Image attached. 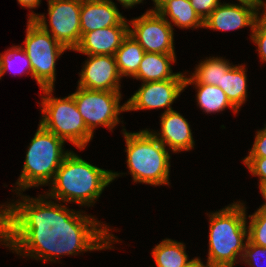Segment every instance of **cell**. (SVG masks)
I'll return each mask as SVG.
<instances>
[{
	"label": "cell",
	"instance_id": "8fae6325",
	"mask_svg": "<svg viewBox=\"0 0 266 267\" xmlns=\"http://www.w3.org/2000/svg\"><path fill=\"white\" fill-rule=\"evenodd\" d=\"M184 89L185 79L144 82L127 100L126 112L157 108H167L164 112H168L173 110L171 105Z\"/></svg>",
	"mask_w": 266,
	"mask_h": 267
},
{
	"label": "cell",
	"instance_id": "30bf717a",
	"mask_svg": "<svg viewBox=\"0 0 266 267\" xmlns=\"http://www.w3.org/2000/svg\"><path fill=\"white\" fill-rule=\"evenodd\" d=\"M129 22L128 34L145 52L175 54L173 25L158 12L146 11Z\"/></svg>",
	"mask_w": 266,
	"mask_h": 267
},
{
	"label": "cell",
	"instance_id": "cb8c5ba5",
	"mask_svg": "<svg viewBox=\"0 0 266 267\" xmlns=\"http://www.w3.org/2000/svg\"><path fill=\"white\" fill-rule=\"evenodd\" d=\"M17 61H19V63L22 62L21 64L23 68L22 66L20 67L19 70L18 68L17 69L14 68L17 66V64H19ZM9 70L11 72L13 71L15 72L14 76L16 72L19 73L20 75L27 71L26 72L27 75L31 74V77L33 78L30 60L27 57V54L25 50L21 47V45L12 46L11 48L7 49L4 53L0 54V79L3 75H5L7 71L10 72Z\"/></svg>",
	"mask_w": 266,
	"mask_h": 267
},
{
	"label": "cell",
	"instance_id": "44dd1931",
	"mask_svg": "<svg viewBox=\"0 0 266 267\" xmlns=\"http://www.w3.org/2000/svg\"><path fill=\"white\" fill-rule=\"evenodd\" d=\"M245 65H234L223 73L220 88L225 92L230 103L239 110L247 98V76Z\"/></svg>",
	"mask_w": 266,
	"mask_h": 267
},
{
	"label": "cell",
	"instance_id": "52a82bcc",
	"mask_svg": "<svg viewBox=\"0 0 266 267\" xmlns=\"http://www.w3.org/2000/svg\"><path fill=\"white\" fill-rule=\"evenodd\" d=\"M26 37L21 46L30 60L33 78L39 87L54 88L56 59L67 49L34 20L27 21Z\"/></svg>",
	"mask_w": 266,
	"mask_h": 267
},
{
	"label": "cell",
	"instance_id": "9a60e30c",
	"mask_svg": "<svg viewBox=\"0 0 266 267\" xmlns=\"http://www.w3.org/2000/svg\"><path fill=\"white\" fill-rule=\"evenodd\" d=\"M161 130L159 133L151 131L152 134L173 153L189 151L194 148L195 141L192 130L187 119L174 110L164 112L161 115Z\"/></svg>",
	"mask_w": 266,
	"mask_h": 267
},
{
	"label": "cell",
	"instance_id": "d590c367",
	"mask_svg": "<svg viewBox=\"0 0 266 267\" xmlns=\"http://www.w3.org/2000/svg\"><path fill=\"white\" fill-rule=\"evenodd\" d=\"M125 8H132L136 4L143 3V0H117Z\"/></svg>",
	"mask_w": 266,
	"mask_h": 267
},
{
	"label": "cell",
	"instance_id": "484cf974",
	"mask_svg": "<svg viewBox=\"0 0 266 267\" xmlns=\"http://www.w3.org/2000/svg\"><path fill=\"white\" fill-rule=\"evenodd\" d=\"M261 260L266 261V247L255 245L247 239L241 261L250 267H264Z\"/></svg>",
	"mask_w": 266,
	"mask_h": 267
},
{
	"label": "cell",
	"instance_id": "4fadbf2b",
	"mask_svg": "<svg viewBox=\"0 0 266 267\" xmlns=\"http://www.w3.org/2000/svg\"><path fill=\"white\" fill-rule=\"evenodd\" d=\"M257 22V9L246 4L220 3L204 20V27L212 30L231 31Z\"/></svg>",
	"mask_w": 266,
	"mask_h": 267
},
{
	"label": "cell",
	"instance_id": "836d02e7",
	"mask_svg": "<svg viewBox=\"0 0 266 267\" xmlns=\"http://www.w3.org/2000/svg\"><path fill=\"white\" fill-rule=\"evenodd\" d=\"M237 1H239V3H241V4H246V5L252 6V7L256 8L257 10L260 9L262 4H264L263 0H237Z\"/></svg>",
	"mask_w": 266,
	"mask_h": 267
},
{
	"label": "cell",
	"instance_id": "3957f363",
	"mask_svg": "<svg viewBox=\"0 0 266 267\" xmlns=\"http://www.w3.org/2000/svg\"><path fill=\"white\" fill-rule=\"evenodd\" d=\"M240 201L209 214V250L212 267H234L248 239L246 207ZM244 239L246 241H244Z\"/></svg>",
	"mask_w": 266,
	"mask_h": 267
},
{
	"label": "cell",
	"instance_id": "4dcf8cb0",
	"mask_svg": "<svg viewBox=\"0 0 266 267\" xmlns=\"http://www.w3.org/2000/svg\"><path fill=\"white\" fill-rule=\"evenodd\" d=\"M264 7V8H262ZM264 9L262 11V13L260 14L259 9L257 10V23L266 31V2H264V4H262V6L260 7V9ZM260 14V16H259Z\"/></svg>",
	"mask_w": 266,
	"mask_h": 267
},
{
	"label": "cell",
	"instance_id": "2e32d148",
	"mask_svg": "<svg viewBox=\"0 0 266 267\" xmlns=\"http://www.w3.org/2000/svg\"><path fill=\"white\" fill-rule=\"evenodd\" d=\"M125 19L112 0H82L81 35L97 29L120 25Z\"/></svg>",
	"mask_w": 266,
	"mask_h": 267
},
{
	"label": "cell",
	"instance_id": "e575fe53",
	"mask_svg": "<svg viewBox=\"0 0 266 267\" xmlns=\"http://www.w3.org/2000/svg\"><path fill=\"white\" fill-rule=\"evenodd\" d=\"M154 2L155 8L147 10L149 12H158L164 5L172 0H152Z\"/></svg>",
	"mask_w": 266,
	"mask_h": 267
},
{
	"label": "cell",
	"instance_id": "d6986e66",
	"mask_svg": "<svg viewBox=\"0 0 266 267\" xmlns=\"http://www.w3.org/2000/svg\"><path fill=\"white\" fill-rule=\"evenodd\" d=\"M234 65L221 57H209L196 65L191 76L186 77L185 83H203L214 86H221L223 73H227Z\"/></svg>",
	"mask_w": 266,
	"mask_h": 267
},
{
	"label": "cell",
	"instance_id": "8d00e7d4",
	"mask_svg": "<svg viewBox=\"0 0 266 267\" xmlns=\"http://www.w3.org/2000/svg\"><path fill=\"white\" fill-rule=\"evenodd\" d=\"M258 188L260 189V192L263 195V198L265 200V203L263 205H261V207H259L257 209V211H266V186L258 187Z\"/></svg>",
	"mask_w": 266,
	"mask_h": 267
},
{
	"label": "cell",
	"instance_id": "f546056e",
	"mask_svg": "<svg viewBox=\"0 0 266 267\" xmlns=\"http://www.w3.org/2000/svg\"><path fill=\"white\" fill-rule=\"evenodd\" d=\"M246 157H266V126L257 131L251 150Z\"/></svg>",
	"mask_w": 266,
	"mask_h": 267
},
{
	"label": "cell",
	"instance_id": "d6a6232c",
	"mask_svg": "<svg viewBox=\"0 0 266 267\" xmlns=\"http://www.w3.org/2000/svg\"><path fill=\"white\" fill-rule=\"evenodd\" d=\"M185 267H212L208 262L204 263L198 258L195 257Z\"/></svg>",
	"mask_w": 266,
	"mask_h": 267
},
{
	"label": "cell",
	"instance_id": "9c48e42d",
	"mask_svg": "<svg viewBox=\"0 0 266 267\" xmlns=\"http://www.w3.org/2000/svg\"><path fill=\"white\" fill-rule=\"evenodd\" d=\"M76 89L71 95L87 129L92 134L99 125L112 130L120 123L118 115L126 111V103L120 105L121 91L89 90L78 86Z\"/></svg>",
	"mask_w": 266,
	"mask_h": 267
},
{
	"label": "cell",
	"instance_id": "5b68a950",
	"mask_svg": "<svg viewBox=\"0 0 266 267\" xmlns=\"http://www.w3.org/2000/svg\"><path fill=\"white\" fill-rule=\"evenodd\" d=\"M26 152L22 172L16 182V193L31 187L50 184L65 156V141L45 130L40 124Z\"/></svg>",
	"mask_w": 266,
	"mask_h": 267
},
{
	"label": "cell",
	"instance_id": "e0dca14e",
	"mask_svg": "<svg viewBox=\"0 0 266 267\" xmlns=\"http://www.w3.org/2000/svg\"><path fill=\"white\" fill-rule=\"evenodd\" d=\"M171 62H176V54L145 52L134 78L142 80L143 83L169 79H185L183 73H173Z\"/></svg>",
	"mask_w": 266,
	"mask_h": 267
},
{
	"label": "cell",
	"instance_id": "5bb4252c",
	"mask_svg": "<svg viewBox=\"0 0 266 267\" xmlns=\"http://www.w3.org/2000/svg\"><path fill=\"white\" fill-rule=\"evenodd\" d=\"M125 19L120 25L110 26L84 33L74 49L85 55H113L128 35L129 23Z\"/></svg>",
	"mask_w": 266,
	"mask_h": 267
},
{
	"label": "cell",
	"instance_id": "7c38bea8",
	"mask_svg": "<svg viewBox=\"0 0 266 267\" xmlns=\"http://www.w3.org/2000/svg\"><path fill=\"white\" fill-rule=\"evenodd\" d=\"M79 73L78 87L99 91H120L119 73L113 55H87Z\"/></svg>",
	"mask_w": 266,
	"mask_h": 267
},
{
	"label": "cell",
	"instance_id": "ffe728a7",
	"mask_svg": "<svg viewBox=\"0 0 266 267\" xmlns=\"http://www.w3.org/2000/svg\"><path fill=\"white\" fill-rule=\"evenodd\" d=\"M145 51L129 34L123 39L121 46L114 54L120 75L134 77L138 71Z\"/></svg>",
	"mask_w": 266,
	"mask_h": 267
},
{
	"label": "cell",
	"instance_id": "f1b7e54d",
	"mask_svg": "<svg viewBox=\"0 0 266 267\" xmlns=\"http://www.w3.org/2000/svg\"><path fill=\"white\" fill-rule=\"evenodd\" d=\"M220 0H190L197 15L204 21L221 3Z\"/></svg>",
	"mask_w": 266,
	"mask_h": 267
},
{
	"label": "cell",
	"instance_id": "1f68e13d",
	"mask_svg": "<svg viewBox=\"0 0 266 267\" xmlns=\"http://www.w3.org/2000/svg\"><path fill=\"white\" fill-rule=\"evenodd\" d=\"M18 4L21 5V7H26L29 9H34L39 7L41 4V0H17Z\"/></svg>",
	"mask_w": 266,
	"mask_h": 267
},
{
	"label": "cell",
	"instance_id": "d4e9b609",
	"mask_svg": "<svg viewBox=\"0 0 266 267\" xmlns=\"http://www.w3.org/2000/svg\"><path fill=\"white\" fill-rule=\"evenodd\" d=\"M248 240L258 246L266 247V211H255L248 216Z\"/></svg>",
	"mask_w": 266,
	"mask_h": 267
},
{
	"label": "cell",
	"instance_id": "4316f807",
	"mask_svg": "<svg viewBox=\"0 0 266 267\" xmlns=\"http://www.w3.org/2000/svg\"><path fill=\"white\" fill-rule=\"evenodd\" d=\"M243 163L253 176L259 177V187L266 186V157H245Z\"/></svg>",
	"mask_w": 266,
	"mask_h": 267
},
{
	"label": "cell",
	"instance_id": "7a4b0ae2",
	"mask_svg": "<svg viewBox=\"0 0 266 267\" xmlns=\"http://www.w3.org/2000/svg\"><path fill=\"white\" fill-rule=\"evenodd\" d=\"M119 176L120 173L94 166L70 151L49 184L51 189L45 194L49 199L63 203L91 207L104 188Z\"/></svg>",
	"mask_w": 266,
	"mask_h": 267
},
{
	"label": "cell",
	"instance_id": "ba28073f",
	"mask_svg": "<svg viewBox=\"0 0 266 267\" xmlns=\"http://www.w3.org/2000/svg\"><path fill=\"white\" fill-rule=\"evenodd\" d=\"M47 2L49 26L45 15L36 14L34 11L28 14V20H34L67 50L74 51L82 37L80 27L82 0H47Z\"/></svg>",
	"mask_w": 266,
	"mask_h": 267
},
{
	"label": "cell",
	"instance_id": "7402d4cb",
	"mask_svg": "<svg viewBox=\"0 0 266 267\" xmlns=\"http://www.w3.org/2000/svg\"><path fill=\"white\" fill-rule=\"evenodd\" d=\"M189 84H195L197 89L196 100L203 112H207V114L218 113L228 107L234 113H238V110L230 103L225 92L220 87L203 83H185V88Z\"/></svg>",
	"mask_w": 266,
	"mask_h": 267
},
{
	"label": "cell",
	"instance_id": "8992f818",
	"mask_svg": "<svg viewBox=\"0 0 266 267\" xmlns=\"http://www.w3.org/2000/svg\"><path fill=\"white\" fill-rule=\"evenodd\" d=\"M40 125L64 141H69L83 150L92 140L93 134L87 129L72 95L55 98L54 88H42Z\"/></svg>",
	"mask_w": 266,
	"mask_h": 267
},
{
	"label": "cell",
	"instance_id": "603a6c76",
	"mask_svg": "<svg viewBox=\"0 0 266 267\" xmlns=\"http://www.w3.org/2000/svg\"><path fill=\"white\" fill-rule=\"evenodd\" d=\"M151 253L157 267H185L191 261L183 242L169 238L157 244Z\"/></svg>",
	"mask_w": 266,
	"mask_h": 267
},
{
	"label": "cell",
	"instance_id": "ac0fdd59",
	"mask_svg": "<svg viewBox=\"0 0 266 267\" xmlns=\"http://www.w3.org/2000/svg\"><path fill=\"white\" fill-rule=\"evenodd\" d=\"M158 13L170 24L173 22L174 25L182 29L204 27V21L197 15L190 0H172L164 5ZM168 16L171 21H169Z\"/></svg>",
	"mask_w": 266,
	"mask_h": 267
},
{
	"label": "cell",
	"instance_id": "83f0119b",
	"mask_svg": "<svg viewBox=\"0 0 266 267\" xmlns=\"http://www.w3.org/2000/svg\"><path fill=\"white\" fill-rule=\"evenodd\" d=\"M251 40L256 44L261 62H266V31L256 22L251 32Z\"/></svg>",
	"mask_w": 266,
	"mask_h": 267
},
{
	"label": "cell",
	"instance_id": "6da1fadb",
	"mask_svg": "<svg viewBox=\"0 0 266 267\" xmlns=\"http://www.w3.org/2000/svg\"><path fill=\"white\" fill-rule=\"evenodd\" d=\"M17 194L21 200L0 206V243L13 253L53 262L63 255L112 249L118 241L93 216L48 201L47 195Z\"/></svg>",
	"mask_w": 266,
	"mask_h": 267
},
{
	"label": "cell",
	"instance_id": "277c9868",
	"mask_svg": "<svg viewBox=\"0 0 266 267\" xmlns=\"http://www.w3.org/2000/svg\"><path fill=\"white\" fill-rule=\"evenodd\" d=\"M123 135L126 141L127 168L133 182L153 186L169 185V150L148 129L132 133L124 128Z\"/></svg>",
	"mask_w": 266,
	"mask_h": 267
}]
</instances>
